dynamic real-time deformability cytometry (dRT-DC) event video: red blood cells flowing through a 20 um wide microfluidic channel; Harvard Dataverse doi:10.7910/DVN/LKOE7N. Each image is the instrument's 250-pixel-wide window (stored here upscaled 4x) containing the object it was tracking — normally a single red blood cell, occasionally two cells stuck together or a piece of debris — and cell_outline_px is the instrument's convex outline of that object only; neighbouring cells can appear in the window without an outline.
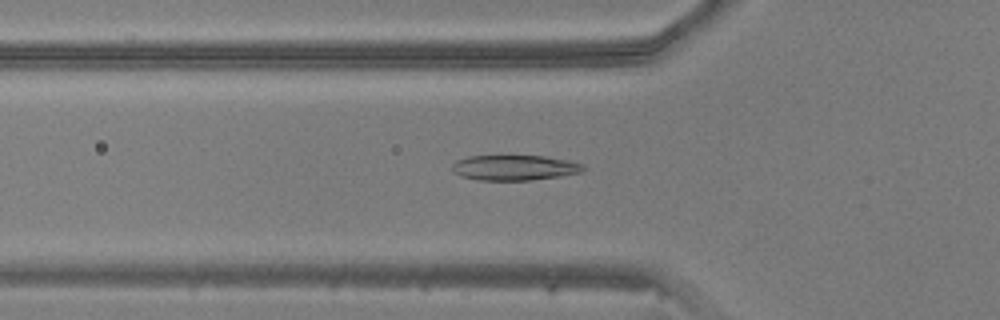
{"species": "common noctule bat (a hibernating species)", "species_latin": "Nyctalus noctula", "temperature_condition": "warm", "stored_images_in_passage": 39, "camera_frame_rate_fps": 3000, "um_per_image_px": 0.085, "animal": {"sex": "male", "body_mass_g": 20.5, "forearm_length_mm": 52.5}, "frame": {"image": 1, "passage_image": 7, "time_ms": 2.0, "image_size_px": [1000, 320], "cell_outline_px": [[588, 168], [580, 172], [560, 176], [532, 180], [476, 180], [460, 176], [452, 172], [452, 164], [456, 160], [468, 156], [544, 156], [568, 160], [584, 164]], "centroid_in_image_um": [43.72, 14.25], "position_along_channel_um": 82.1, "area_um2": 19.48}}
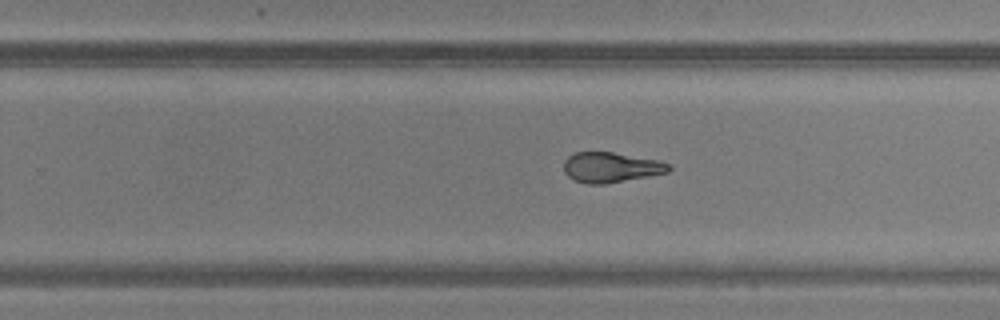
{"frame": {"image": 2, "passage_image": 21, "time_ms": 6.667, "image_size_px": [1000, 320], "cell_outline_px": [[672, 168], [668, 172], [648, 176], [604, 184], [588, 184], [576, 180], [568, 176], [564, 172], [564, 160], [568, 156], [576, 152], [612, 152], [660, 160], [672, 164]], "centroid_in_image_um": [51.96, 14.21], "position_along_channel_um": 277.8, "area_um2": 18.5}}
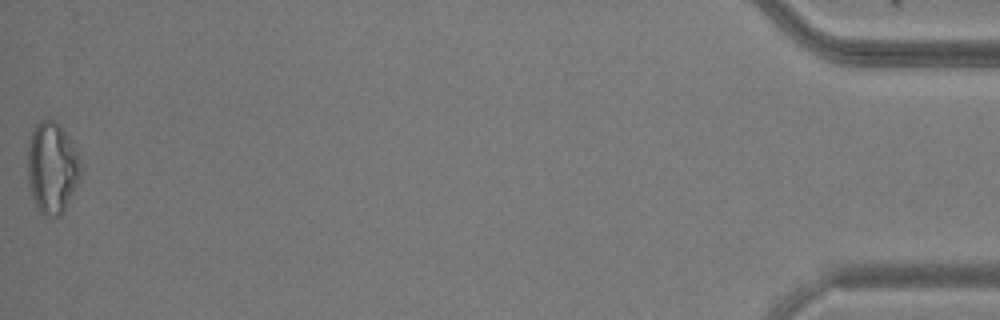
{"frame": {"image": 3, "passage_image": 39, "time_ms": 12.667, "image_size_px": [1000, 320], "cell_outline_px": [[84, 168], [80, 180], [64, 212], [60, 216], [44, 216], [36, 208], [28, 184], [28, 140], [32, 128], [40, 120], [56, 120], [60, 124], [84, 164]], "centroid_in_image_um": [4.45, 14.27], "position_along_channel_um": 430.8, "area_um2": 29.02}}